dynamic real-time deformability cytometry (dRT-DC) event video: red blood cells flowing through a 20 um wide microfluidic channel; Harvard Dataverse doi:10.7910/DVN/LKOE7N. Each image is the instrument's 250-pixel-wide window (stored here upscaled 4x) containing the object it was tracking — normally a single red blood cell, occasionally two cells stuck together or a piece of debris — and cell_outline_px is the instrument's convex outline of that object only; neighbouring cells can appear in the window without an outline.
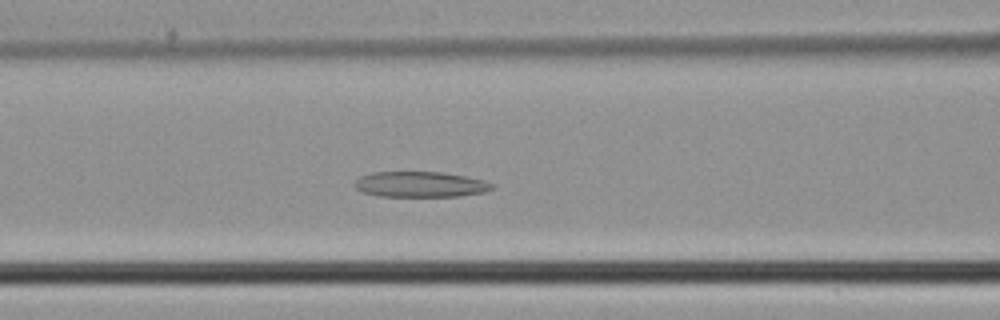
{"species": "common noctule bat (a hibernating species)", "species_latin": "Nyctalus noctula", "temperature_condition": "cold", "stored_images_in_passage": 35, "camera_frame_rate_fps": 3000, "um_per_image_px": 0.085, "animal": {"sex": "male", "body_mass_g": 21.5, "forearm_length_mm": 52.0}, "frame": {"image": 1, "passage_image": 8, "time_ms": 2.333, "image_size_px": [1000, 320], "cell_outline_px": [[496, 188], [484, 192], [460, 196], [380, 196], [364, 192], [356, 188], [356, 180], [360, 176], [372, 172], [444, 172], [484, 180], [492, 184]], "centroid_in_image_um": [35.76, 15.67], "position_along_channel_um": 130.8, "area_um2": 20.35}}
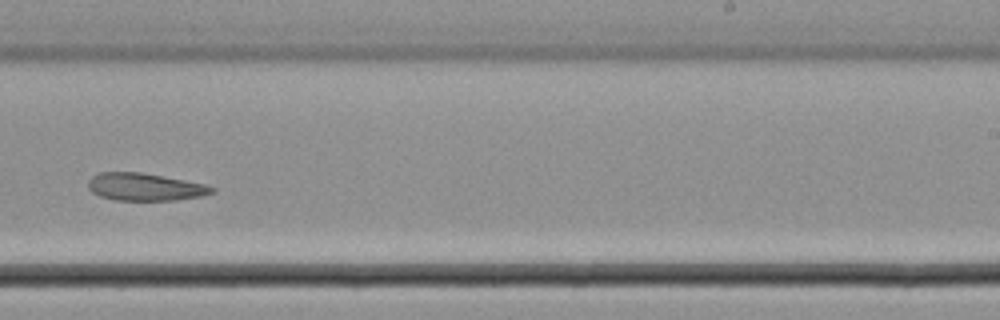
{"frame": {"image": 2, "passage_image": 18, "time_ms": 5.667, "image_size_px": [1000, 320], "cell_outline_px": [[216, 192], [200, 196], [176, 200], [116, 200], [100, 196], [92, 192], [88, 188], [88, 180], [92, 176], [100, 172], [140, 172], [184, 180], [204, 184], [216, 188]], "centroid_in_image_um": [12.31, 15.89], "position_along_channel_um": 276.7, "area_um2": 19.77}}
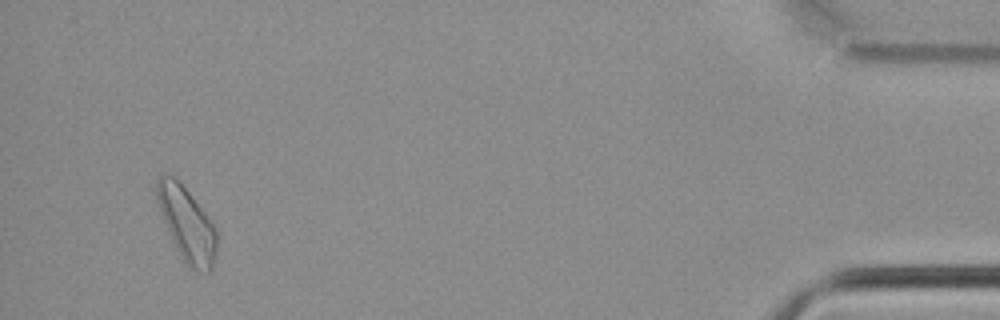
{"frame": {"image": 3, "passage_image": 33, "time_ms": 10.667, "image_size_px": [1000, 320], "cell_outline_px": [[216, 252], [212, 272], [200, 272], [184, 264], [172, 240], [160, 212], [156, 196], [156, 180], [160, 176], [172, 176], [188, 192], [204, 212], [216, 228]], "centroid_in_image_um": [15.88, 19.12], "position_along_channel_um": 419.3, "area_um2": 25.37}}